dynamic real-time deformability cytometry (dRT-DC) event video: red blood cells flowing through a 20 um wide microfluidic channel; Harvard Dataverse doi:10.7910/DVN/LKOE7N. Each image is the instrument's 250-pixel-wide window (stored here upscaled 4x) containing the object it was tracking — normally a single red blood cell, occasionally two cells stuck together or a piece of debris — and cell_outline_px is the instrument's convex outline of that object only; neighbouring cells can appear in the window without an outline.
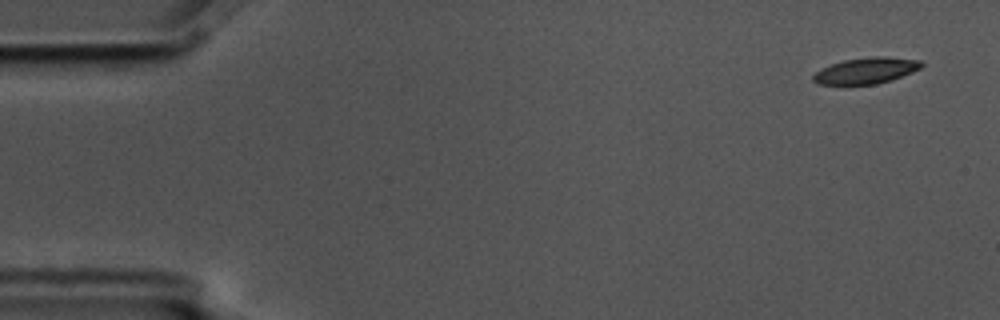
{"species": "common noctule bat (a hibernating species)", "species_latin": "Nyctalus noctula", "temperature_condition": "cold", "stored_images_in_passage": 6, "camera_frame_rate_fps": 3000, "um_per_image_px": 0.085, "animal": {"sex": "male", "body_mass_g": 17.5, "forearm_length_mm": 52.3}, "frame": {"image": 1, "passage_image": 1, "time_ms": 0.0, "image_size_px": [1000, 320], "cell_outline_px": [[924, 64], [920, 68], [912, 72], [892, 80], [876, 84], [820, 84], [812, 80], [812, 76], [820, 68], [844, 60], [876, 56], [888, 56], [920, 60]], "centroid_in_image_um": [73.64, 5.99], "position_along_channel_um": 11.4, "area_um2": 16.42}}
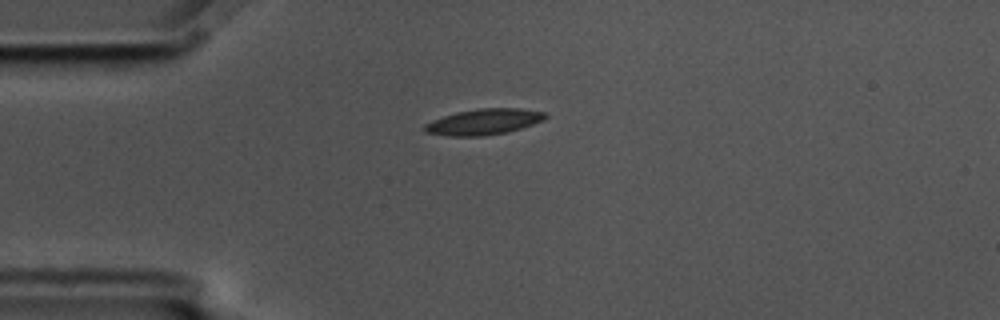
{"frame": {"image": 2, "passage_image": 4, "time_ms": 1.0, "image_size_px": [1000, 320], "cell_outline_px": [[548, 116], [544, 120], [508, 132], [480, 136], [448, 136], [424, 132], [424, 124], [432, 120], [456, 112], [476, 108], [520, 108], [544, 112]], "centroid_in_image_um": [41.1, 10.35], "position_along_channel_um": 43.9, "area_um2": 18.21}}